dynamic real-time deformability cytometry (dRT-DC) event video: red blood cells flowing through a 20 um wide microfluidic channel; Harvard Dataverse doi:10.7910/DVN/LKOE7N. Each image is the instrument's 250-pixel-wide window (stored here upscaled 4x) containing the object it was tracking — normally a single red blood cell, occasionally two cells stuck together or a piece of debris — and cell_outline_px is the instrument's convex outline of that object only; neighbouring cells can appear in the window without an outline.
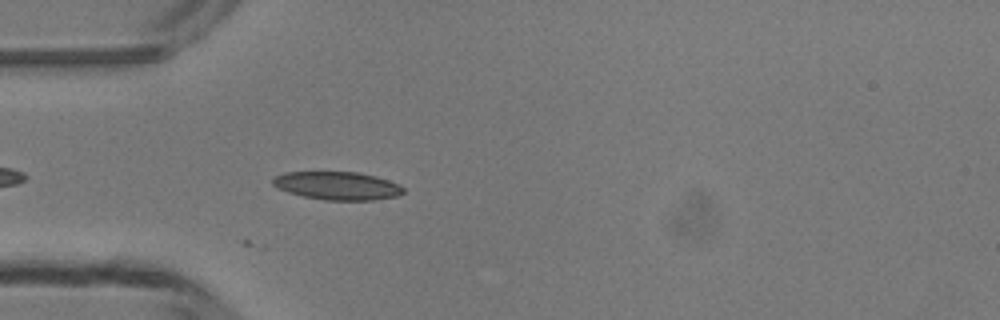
{"species": "common noctule bat (a hibernating species)", "species_latin": "Nyctalus noctula", "temperature_condition": "room temperature", "stored_images_in_passage": 4, "camera_frame_rate_fps": 3000, "um_per_image_px": 0.085, "animal": {"sex": "male", "body_mass_g": 13.3}, "frame": {"image": 1, "passage_image": 4, "time_ms": 1.0, "image_size_px": [1000, 320], "cell_outline_px": [[404, 192], [396, 196], [372, 200], [324, 200], [304, 196], [288, 192], [276, 188], [272, 184], [272, 180], [276, 176], [284, 172], [356, 172], [376, 176], [400, 184], [404, 188]], "centroid_in_image_um": [28.67, 15.78], "position_along_channel_um": 56.3, "area_um2": 21.39}}